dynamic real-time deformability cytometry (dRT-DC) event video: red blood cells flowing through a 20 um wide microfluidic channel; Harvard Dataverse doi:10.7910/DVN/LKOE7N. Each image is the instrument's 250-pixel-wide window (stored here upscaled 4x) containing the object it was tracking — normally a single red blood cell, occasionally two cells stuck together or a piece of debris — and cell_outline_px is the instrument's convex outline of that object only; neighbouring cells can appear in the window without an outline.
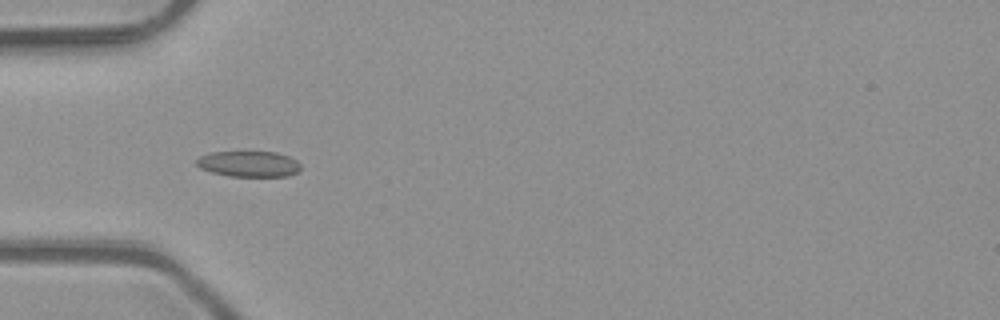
{"species": "common noctule bat (a hibernating species)", "species_latin": "Nyctalus noctula", "temperature_condition": "room temperature", "stored_images_in_passage": 10, "camera_frame_rate_fps": 3000, "um_per_image_px": 0.085, "animal": {"sex": "male", "body_mass_g": 23.1, "forearm_length_mm": 52.7}, "frame": {"image": 1, "passage_image": 4, "time_ms": 1.0, "image_size_px": [1000, 320], "cell_outline_px": [[300, 168], [296, 172], [288, 176], [228, 176], [212, 172], [200, 168], [196, 164], [196, 160], [200, 156], [212, 152], [276, 152], [288, 156], [296, 160], [300, 164]], "centroid_in_image_um": [21.13, 13.93], "position_along_channel_um": 63.9, "area_um2": 15.55}}
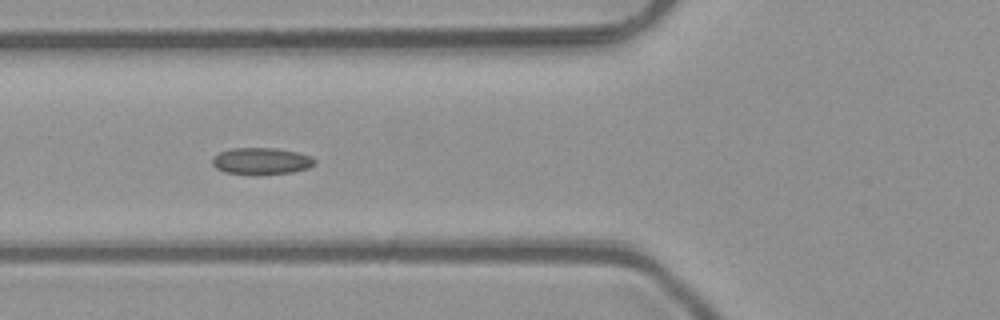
{"frame": {"image": 2, "passage_image": 7, "time_ms": 2.0, "image_size_px": [1000, 320], "cell_outline_px": [[316, 164], [308, 168], [292, 172], [224, 172], [216, 168], [212, 164], [212, 156], [220, 152], [232, 148], [276, 148], [296, 152], [312, 156], [316, 160]], "centroid_in_image_um": [22.23, 13.64], "position_along_channel_um": 103.6, "area_um2": 15.37}}